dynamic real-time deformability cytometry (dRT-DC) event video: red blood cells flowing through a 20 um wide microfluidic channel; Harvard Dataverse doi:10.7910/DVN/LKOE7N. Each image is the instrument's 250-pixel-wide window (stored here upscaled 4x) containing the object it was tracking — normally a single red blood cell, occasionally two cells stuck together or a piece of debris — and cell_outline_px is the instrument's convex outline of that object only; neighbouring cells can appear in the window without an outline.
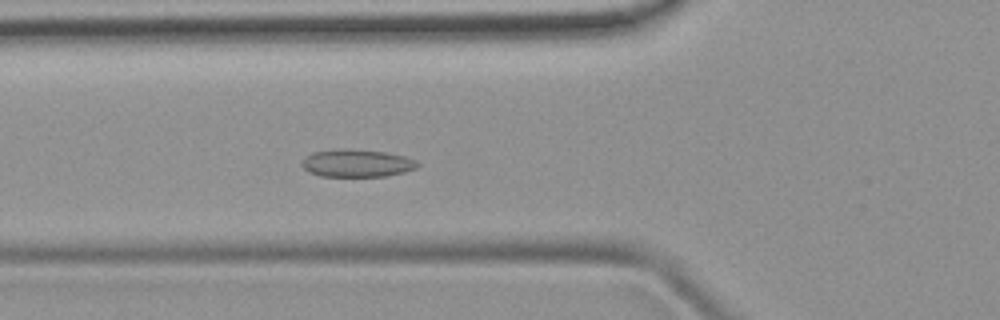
{"species": "common noctule bat (a hibernating species)", "species_latin": "Nyctalus noctula", "temperature_condition": "room temperature", "stored_images_in_passage": 43, "camera_frame_rate_fps": 3000, "um_per_image_px": 0.085, "animal": {"sex": "female", "body_mass_g": 19.9}, "frame": {"image": 1, "passage_image": 11, "time_ms": 3.333, "image_size_px": [1000, 320], "cell_outline_px": [[420, 164], [416, 168], [404, 172], [384, 176], [320, 176], [308, 172], [300, 164], [312, 152], [344, 148], [348, 148], [384, 152], [404, 156], [416, 160]], "centroid_in_image_um": [30.33, 13.87], "position_along_channel_um": 95.5, "area_um2": 18.55}}
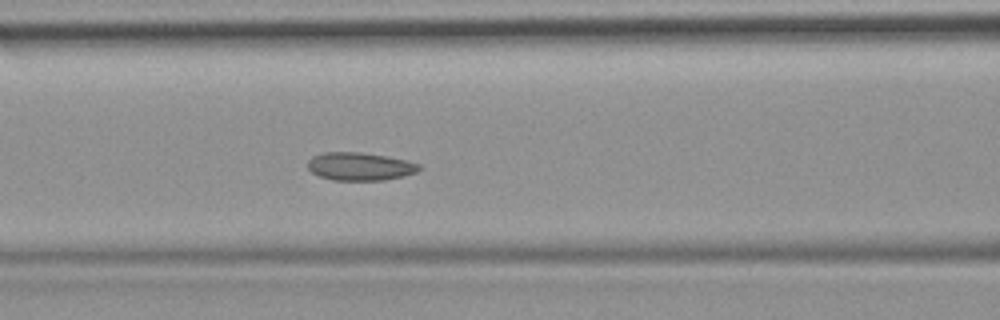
{"frame": {"image": 2, "passage_image": 14, "time_ms": 4.333, "image_size_px": [1000, 320], "cell_outline_px": [[420, 168], [416, 172], [404, 176], [384, 180], [332, 180], [320, 176], [312, 172], [308, 168], [308, 160], [312, 156], [324, 152], [360, 152], [408, 160], [420, 164]], "centroid_in_image_um": [30.59, 14.14], "position_along_channel_um": 136.0, "area_um2": 18.15}}
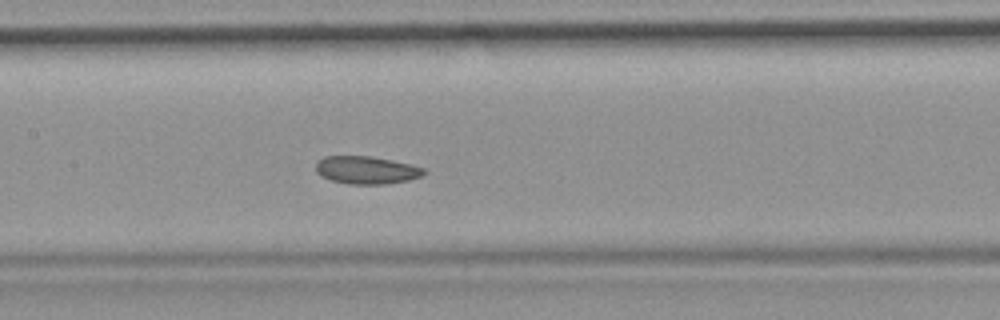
{"frame": {"image": 3, "passage_image": 17, "time_ms": 5.333, "image_size_px": [1000, 320], "cell_outline_px": [[428, 172], [420, 176], [408, 180], [384, 184], [348, 184], [332, 180], [316, 172], [316, 160], [324, 156], [368, 156], [392, 160], [412, 164], [424, 168]], "centroid_in_image_um": [31.15, 14.44], "position_along_channel_um": 176.2, "area_um2": 17.46}}